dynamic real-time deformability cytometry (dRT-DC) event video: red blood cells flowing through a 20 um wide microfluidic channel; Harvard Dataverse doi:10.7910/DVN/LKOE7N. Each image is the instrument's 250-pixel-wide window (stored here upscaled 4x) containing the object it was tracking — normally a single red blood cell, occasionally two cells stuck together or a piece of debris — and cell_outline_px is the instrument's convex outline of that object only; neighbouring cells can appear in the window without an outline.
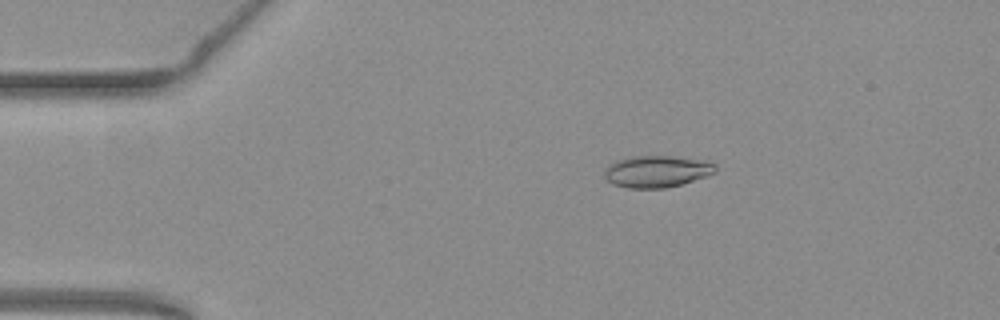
{"species": "common noctule bat (a hibernating species)", "species_latin": "Nyctalus noctula", "temperature_condition": "warm", "stored_images_in_passage": 46, "camera_frame_rate_fps": 3000, "um_per_image_px": 0.085, "animal": {"sex": "female", "body_mass_g": 19.3, "forearm_length_mm": 54.1}, "frame": {"image": 1, "passage_image": 2, "time_ms": 0.333, "image_size_px": [1000, 320], "cell_outline_px": [[716, 172], [680, 184], [664, 188], [628, 188], [612, 184], [604, 176], [604, 172], [612, 164], [620, 160], [636, 156], [668, 156], [704, 160], [716, 164]], "centroid_in_image_um": [55.84, 14.58], "position_along_channel_um": 29.2, "area_um2": 20.06}}
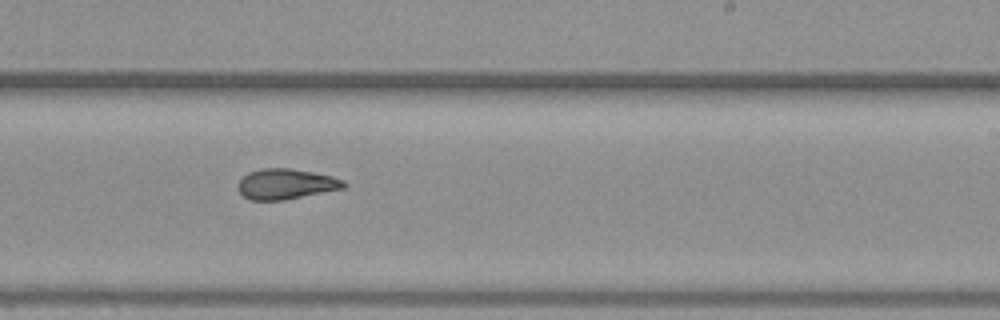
{"frame": {"image": 2, "passage_image": 25, "time_ms": 8.0, "image_size_px": [1000, 320], "cell_outline_px": [[348, 184], [344, 188], [284, 200], [252, 200], [244, 196], [236, 188], [236, 184], [248, 172], [260, 168], [288, 168], [312, 172], [332, 176], [344, 180]], "centroid_in_image_um": [24.29, 15.64], "position_along_channel_um": 264.7, "area_um2": 18.79}}
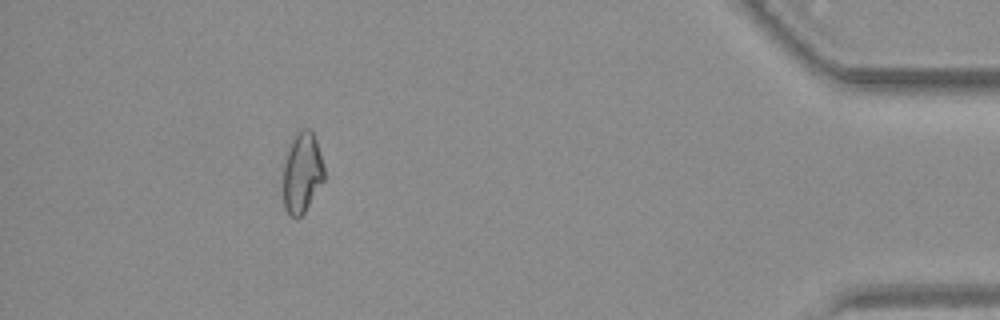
{"frame": {"image": 3, "passage_image": 41, "time_ms": 13.333, "image_size_px": [1000, 320], "cell_outline_px": [[324, 180], [304, 212], [296, 220], [288, 216], [284, 208], [284, 164], [288, 144], [296, 132], [300, 128], [308, 128], [312, 132], [316, 140], [320, 152], [324, 168]], "centroid_in_image_um": [25.66, 14.67], "position_along_channel_um": 409.5, "area_um2": 19.42}, "authors_computed_cell_mechanics": {"area_um2": 19.3052, "velocity_mm_per_s": 3.8201, "shape_relaxation_time_tau1_ms": null, "shape_relaxation_time_tau2_ms": 2.8485, "deformation_change_tau1": null, "deformation_change_tau2": 0.0909}}